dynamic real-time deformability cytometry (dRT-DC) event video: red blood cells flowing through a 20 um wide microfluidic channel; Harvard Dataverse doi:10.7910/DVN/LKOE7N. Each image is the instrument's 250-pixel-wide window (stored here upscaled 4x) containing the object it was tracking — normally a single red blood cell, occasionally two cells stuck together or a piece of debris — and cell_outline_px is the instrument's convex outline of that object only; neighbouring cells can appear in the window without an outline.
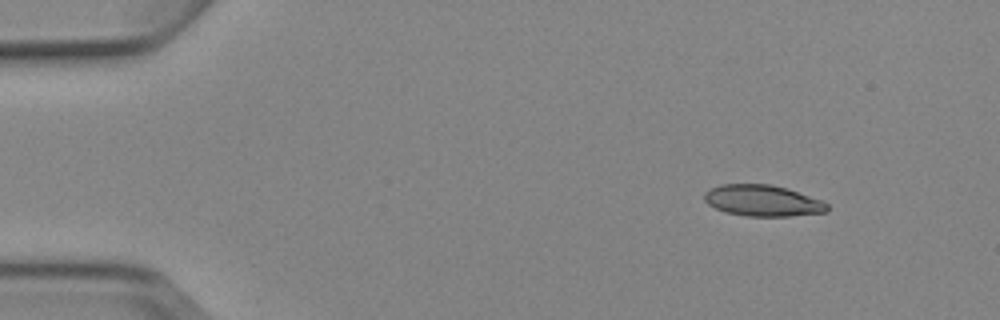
{"species": "Egyptian fruit bat (a non-hibernating species)", "species_latin": "Rousettus aegyptiacus", "temperature_condition": "cold", "stored_images_in_passage": 4, "camera_frame_rate_fps": 3000, "um_per_image_px": 0.085, "animal": {"sex": "female"}, "frame": {"image": 1, "passage_image": 1, "time_ms": 0.0, "image_size_px": [1000, 320], "cell_outline_px": [[828, 212], [788, 216], [744, 216], [724, 212], [708, 204], [704, 200], [704, 192], [708, 188], [720, 184], [772, 184], [788, 188], [824, 200], [828, 204]], "centroid_in_image_um": [64.83, 17.04], "position_along_channel_um": 20.2, "area_um2": 22.77}}
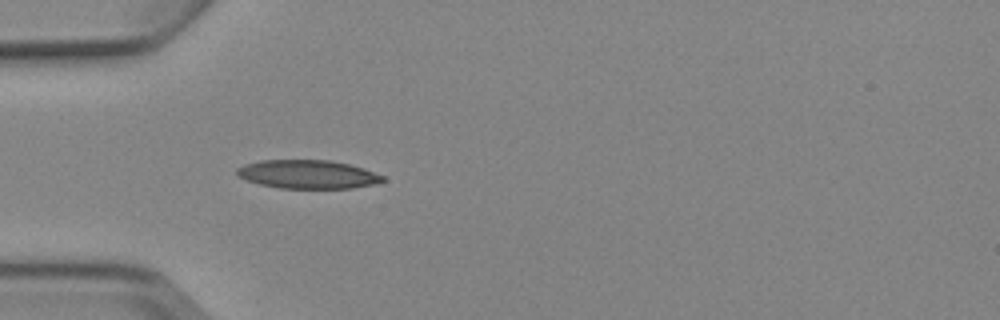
{"frame": {"image": 2, "passage_image": 4, "time_ms": 3.333, "image_size_px": [1000, 320], "cell_outline_px": [[384, 180], [376, 184], [352, 188], [280, 188], [260, 184], [236, 176], [236, 168], [244, 164], [260, 160], [328, 160], [348, 164], [364, 168], [384, 176]], "centroid_in_image_um": [26.14, 14.81], "position_along_channel_um": 58.9, "area_um2": 24.28}}